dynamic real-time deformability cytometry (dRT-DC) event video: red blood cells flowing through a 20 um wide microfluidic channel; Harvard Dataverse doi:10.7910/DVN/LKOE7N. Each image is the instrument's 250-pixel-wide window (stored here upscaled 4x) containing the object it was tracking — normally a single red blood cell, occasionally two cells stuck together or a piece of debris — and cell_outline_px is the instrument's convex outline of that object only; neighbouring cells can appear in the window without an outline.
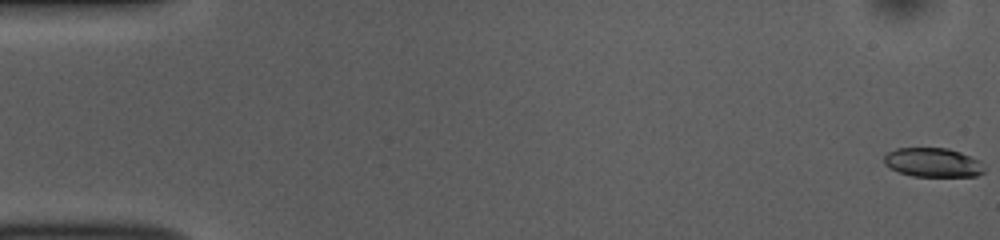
{"species": "common noctule bat (a hibernating species)", "species_latin": "Nyctalus noctula", "temperature_condition": "room temperature", "stored_images_in_passage": 54, "camera_frame_rate_fps": 3000, "um_per_image_px": 0.085, "animal": {"sex": "female", "body_mass_g": 10.0, "forearm_length_mm": 53.1}, "frame": {"image": 1, "passage_image": 1, "time_ms": 0.0, "image_size_px": [1000, 240], "cell_outline_px": [[984, 172], [976, 176], [912, 176], [888, 168], [884, 164], [884, 156], [888, 152], [896, 148], [948, 148], [960, 152], [980, 160], [984, 168]], "centroid_in_image_um": [79.28, 13.81], "position_along_channel_um": 5.7, "area_um2": 17.05}}
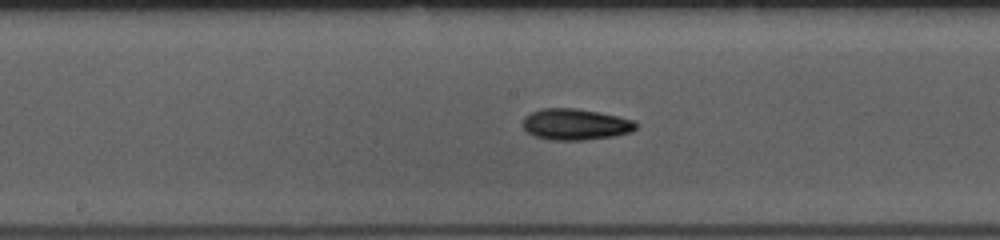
{"frame": {"image": 2, "passage_image": 28, "time_ms": 9.0, "image_size_px": [1000, 240], "cell_outline_px": [[636, 128], [632, 132], [612, 136], [584, 140], [552, 140], [536, 136], [528, 132], [520, 124], [524, 116], [540, 108], [576, 108], [600, 112], [636, 120]], "centroid_in_image_um": [48.9, 10.56], "position_along_channel_um": 199.3, "area_um2": 20.75}}
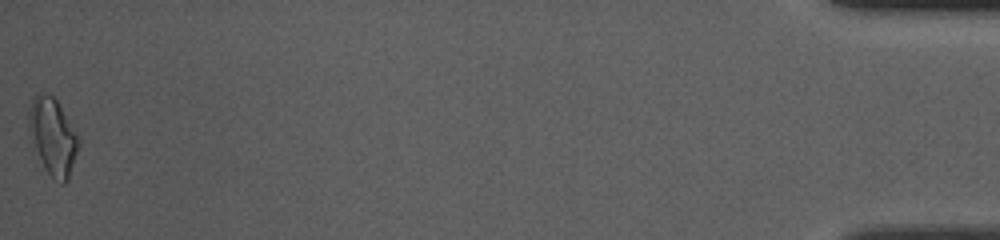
{"frame": {"image": 3, "passage_image": 54, "time_ms": 17.667, "image_size_px": [1000, 240], "cell_outline_px": [[80, 144], [68, 180], [64, 184], [60, 184], [44, 168], [32, 148], [28, 132], [28, 112], [32, 96], [36, 92], [44, 92], [52, 96], [56, 100], [80, 140]], "centroid_in_image_um": [4.44, 11.61], "position_along_channel_um": 430.8, "area_um2": 22.6}, "authors_computed_cell_mechanics": {"area_um2": 18.9873, "velocity_mm_per_s": 3.7747, "shape_relaxation_time_tau1_ms": 4.2525, "shape_relaxation_time_tau2_ms": 10.3023, "deformation_change_tau1": 0.1579, "deformation_change_tau2": 0.1952}}